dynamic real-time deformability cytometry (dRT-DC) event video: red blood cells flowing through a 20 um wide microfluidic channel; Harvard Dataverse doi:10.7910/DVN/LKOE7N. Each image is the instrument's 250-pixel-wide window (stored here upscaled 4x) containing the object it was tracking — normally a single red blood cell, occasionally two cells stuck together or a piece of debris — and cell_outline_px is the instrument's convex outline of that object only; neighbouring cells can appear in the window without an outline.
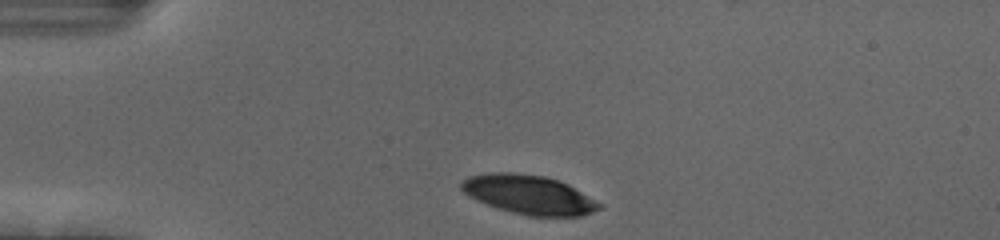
{"species": "human", "species_latin": "Homo sapiens", "temperature_condition": "cold", "stored_images_in_passage": 34, "camera_frame_rate_fps": 3000, "um_per_image_px": 0.085, "donor": {"sex": "female"}, "frame": {"image": 1, "passage_image": 1, "time_ms": 0.0, "image_size_px": [1000, 240], "cell_outline_px": [[604, 208], [580, 216], [528, 216], [496, 208], [476, 200], [468, 196], [460, 188], [460, 184], [468, 176], [492, 172], [512, 172], [544, 176], [560, 180], [568, 184], [604, 204]], "centroid_in_image_um": [44.98, 16.55], "position_along_channel_um": 40.0, "area_um2": 31.73}}
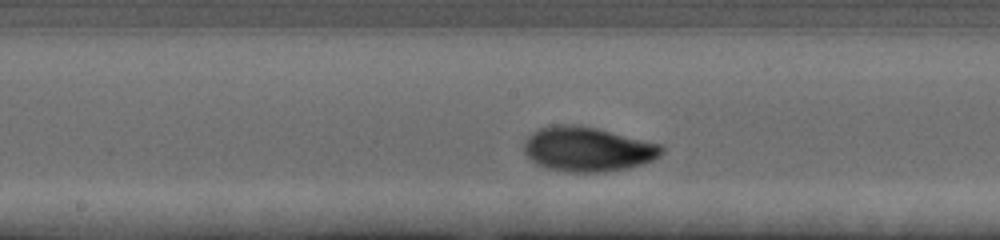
{"frame": {"image": 2, "passage_image": 17, "time_ms": 5.333, "image_size_px": [1000, 240], "cell_outline_px": [[664, 152], [660, 156], [644, 164], [628, 168], [604, 172], [564, 172], [548, 168], [536, 164], [524, 152], [524, 144], [528, 136], [532, 132], [540, 128], [552, 124], [576, 124], [596, 128], [660, 144], [664, 148]], "centroid_in_image_um": [49.94, 12.68], "position_along_channel_um": 198.3, "area_um2": 35.89}}
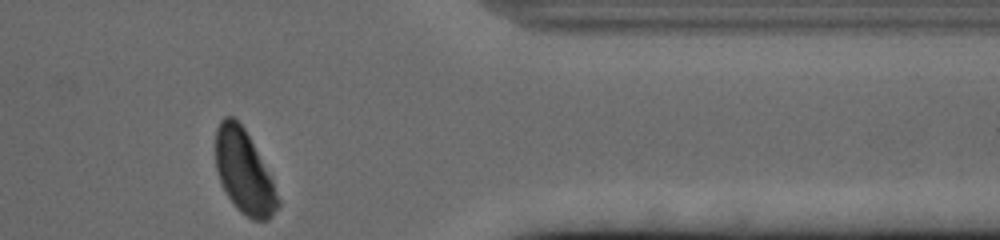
{"frame": {"image": 3, "passage_image": 34, "time_ms": 11.0, "image_size_px": [1000, 240], "cell_outline_px": [[280, 204], [272, 216], [268, 220], [252, 220], [240, 212], [236, 208], [228, 196], [220, 180], [216, 168], [216, 128], [220, 120], [224, 116], [232, 116], [244, 128], [272, 180], [280, 200]], "centroid_in_image_um": [20.74, 14.63], "position_along_channel_um": 390.7, "area_um2": 29.82}, "authors_computed_cell_mechanics": {"area_um2": 33.3217, "velocity_mm_per_s": 3.6747, "shape_relaxation_time_tau1_ms": 2.5825, "shape_relaxation_time_tau2_ms": 1.6354, "deformation_change_tau1": 0.1459, "deformation_change_tau2": 0.0364}}